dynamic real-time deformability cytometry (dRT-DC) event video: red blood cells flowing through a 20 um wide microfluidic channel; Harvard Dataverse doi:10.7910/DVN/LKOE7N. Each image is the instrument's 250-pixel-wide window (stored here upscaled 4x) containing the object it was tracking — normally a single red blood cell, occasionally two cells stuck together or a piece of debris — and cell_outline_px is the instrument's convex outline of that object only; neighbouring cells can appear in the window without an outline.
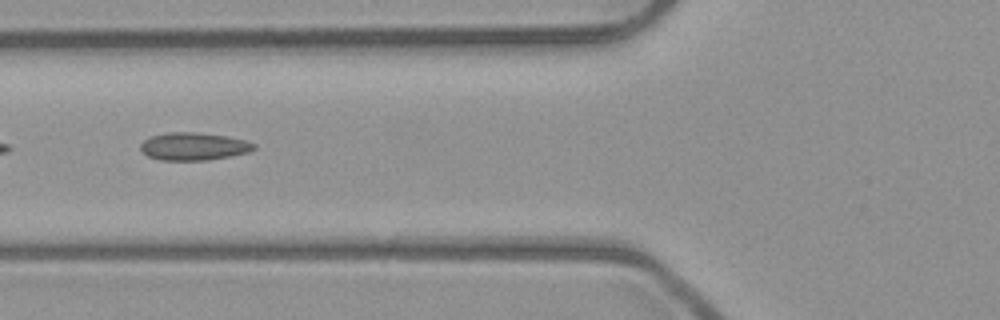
{"species": "common noctule bat (a hibernating species)", "species_latin": "Nyctalus noctula", "temperature_condition": "room temperature", "stored_images_in_passage": 4, "camera_frame_rate_fps": 3000, "um_per_image_px": 0.085, "animal": {"sex": "male", "body_mass_g": 23.1, "forearm_length_mm": 52.7}, "frame": {"image": 1, "passage_image": 4, "time_ms": 1.0, "image_size_px": [1000, 320], "cell_outline_px": [[256, 148], [248, 152], [208, 160], [160, 160], [148, 156], [140, 148], [140, 144], [148, 136], [168, 132], [196, 132], [224, 136], [244, 140], [256, 144]], "centroid_in_image_um": [16.42, 12.44], "position_along_channel_um": 109.4, "area_um2": 18.21}}